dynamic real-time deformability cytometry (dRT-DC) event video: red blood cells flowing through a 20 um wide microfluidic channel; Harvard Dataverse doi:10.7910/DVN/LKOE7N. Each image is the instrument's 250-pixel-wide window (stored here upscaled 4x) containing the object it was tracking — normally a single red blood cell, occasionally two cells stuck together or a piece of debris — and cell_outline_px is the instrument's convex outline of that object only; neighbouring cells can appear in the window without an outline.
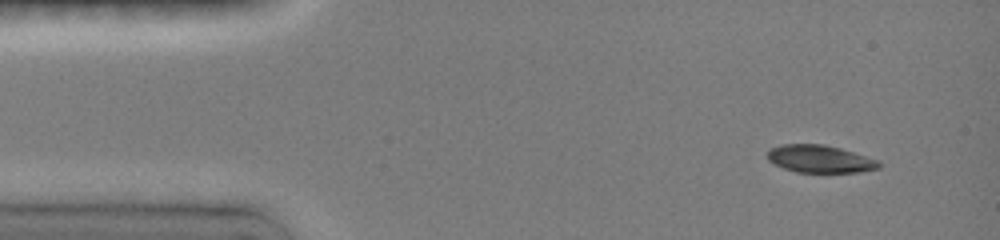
{"species": "common noctule bat (a hibernating species)", "species_latin": "Nyctalus noctula", "temperature_condition": "room temperature", "stored_images_in_passage": 18, "camera_frame_rate_fps": 3000, "um_per_image_px": 0.085, "animal": {"sex": "female", "body_mass_g": 19.0, "forearm_length_mm": 51.5}, "frame": {"image": 1, "passage_image": 1, "time_ms": 0.0, "image_size_px": [1000, 240], "cell_outline_px": [[880, 168], [860, 172], [796, 172], [784, 168], [768, 160], [768, 148], [780, 144], [824, 144], [840, 148], [880, 160]], "centroid_in_image_um": [69.7, 13.5], "position_along_channel_um": 15.3, "area_um2": 17.98}}
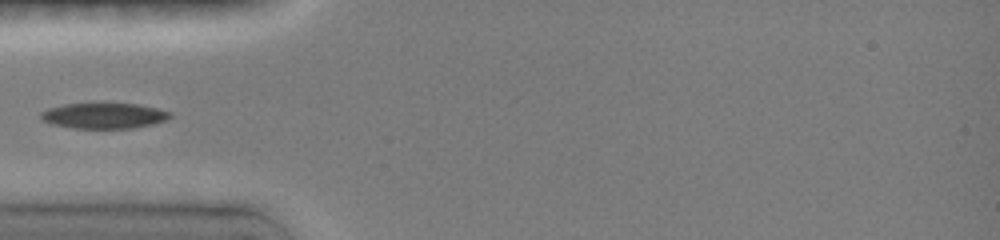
{"frame": {"image": 2, "passage_image": 11, "time_ms": 3.667, "image_size_px": [1000, 240], "cell_outline_px": [[172, 116], [164, 120], [152, 124], [132, 128], [72, 128], [52, 124], [40, 120], [40, 112], [48, 108], [64, 104], [136, 104], [156, 108], [172, 112]], "centroid_in_image_um": [8.79, 9.84], "position_along_channel_um": 76.2, "area_um2": 19.13}}
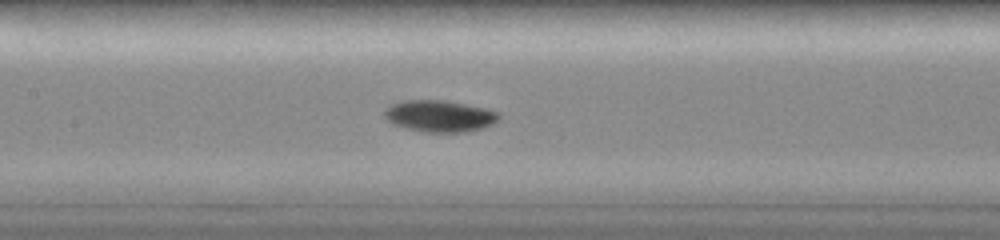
{"frame": {"image": 3, "passage_image": 18, "time_ms": 6.0, "image_size_px": [1000, 240], "cell_outline_px": [[500, 120], [484, 128], [468, 132], [424, 132], [404, 128], [392, 124], [384, 116], [384, 112], [392, 104], [404, 100], [444, 100], [484, 108], [500, 112]], "centroid_in_image_um": [37.39, 9.88], "position_along_channel_um": 170.0, "area_um2": 21.21}}